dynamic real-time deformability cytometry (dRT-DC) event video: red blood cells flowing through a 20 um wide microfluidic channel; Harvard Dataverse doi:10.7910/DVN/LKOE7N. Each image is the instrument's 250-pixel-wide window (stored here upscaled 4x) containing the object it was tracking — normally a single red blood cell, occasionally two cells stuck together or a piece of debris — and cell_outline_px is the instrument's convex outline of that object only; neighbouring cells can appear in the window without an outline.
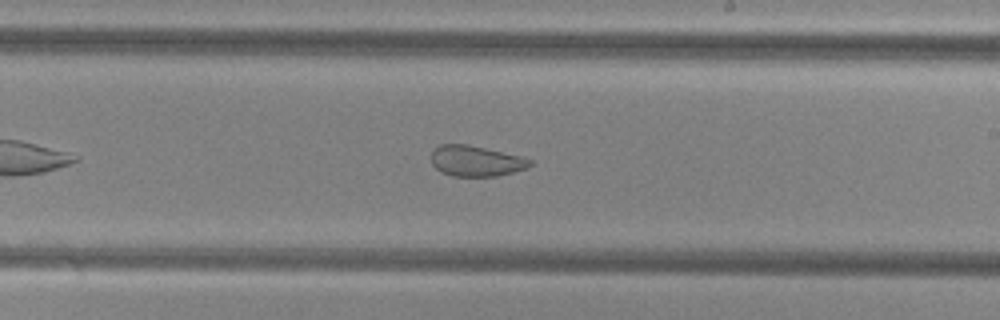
{"species": "common noctule bat (a hibernating species)", "species_latin": "Nyctalus noctula", "temperature_condition": "cold", "stored_images_in_passage": 40, "camera_frame_rate_fps": 3000, "um_per_image_px": 0.085, "animal": {"sex": "female", "body_mass_g": 29.2, "forearm_length_mm": 56.3}, "frame": {"image": 1, "passage_image": 18, "time_ms": 5.667, "image_size_px": [1000, 320], "cell_outline_px": [[532, 164], [528, 168], [496, 176], [452, 176], [440, 172], [432, 164], [432, 148], [440, 144], [468, 144], [520, 156], [532, 160]], "centroid_in_image_um": [40.43, 13.68], "position_along_channel_um": 248.6, "area_um2": 17.69}}
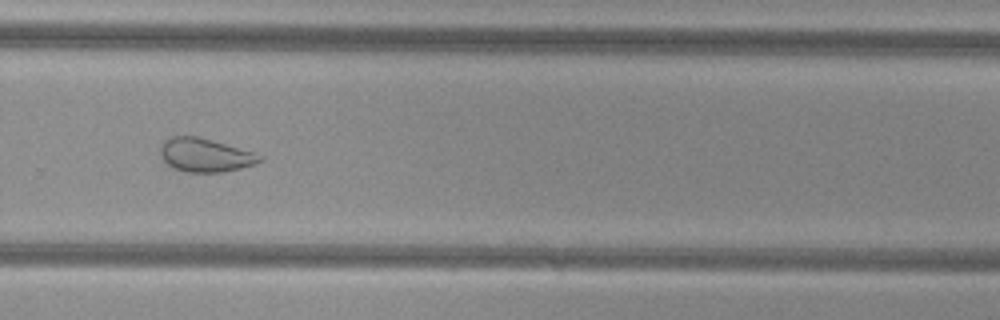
{"frame": {"image": 2, "passage_image": 23, "time_ms": 7.333, "image_size_px": [1000, 320], "cell_outline_px": [[264, 160], [256, 164], [224, 172], [184, 172], [172, 168], [160, 156], [160, 148], [164, 140], [168, 136], [196, 136], [212, 140], [256, 152], [264, 156]], "centroid_in_image_um": [17.46, 13.18], "position_along_channel_um": 312.3, "area_um2": 19.77}, "authors_computed_cell_mechanics": {"area_um2": 22.7443, "velocity_mm_per_s": 3.8327, "shape_relaxation_time_tau1_ms": null, "shape_relaxation_time_tau2_ms": 1.6871, "deformation_change_tau1": null, "deformation_change_tau2": 0.0874}}